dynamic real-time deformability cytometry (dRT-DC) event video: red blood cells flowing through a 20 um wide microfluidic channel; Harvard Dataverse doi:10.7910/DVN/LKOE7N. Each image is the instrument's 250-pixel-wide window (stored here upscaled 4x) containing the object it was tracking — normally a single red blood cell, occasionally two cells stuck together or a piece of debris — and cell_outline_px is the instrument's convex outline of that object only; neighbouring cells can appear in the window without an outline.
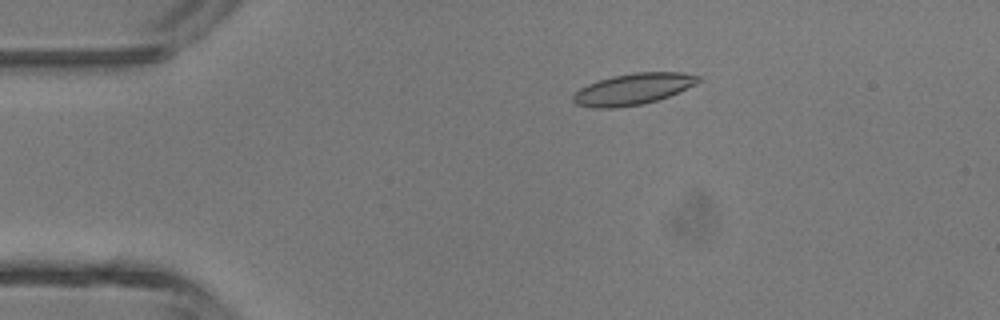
{"species": "common noctule bat (a hibernating species)", "species_latin": "Nyctalus noctula", "temperature_condition": "room temperature", "stored_images_in_passage": 4, "camera_frame_rate_fps": 3000, "um_per_image_px": 0.085, "animal": {"sex": "male", "body_mass_g": 13.3}, "frame": {"image": 1, "passage_image": 3, "time_ms": 2.333, "image_size_px": [1000, 320], "cell_outline_px": [[700, 80], [696, 84], [668, 96], [644, 104], [616, 108], [592, 108], [576, 104], [572, 100], [572, 96], [580, 88], [588, 84], [612, 76], [632, 72], [684, 72], [700, 76]], "centroid_in_image_um": [53.8, 7.57], "position_along_channel_um": 31.2, "area_um2": 22.83}}